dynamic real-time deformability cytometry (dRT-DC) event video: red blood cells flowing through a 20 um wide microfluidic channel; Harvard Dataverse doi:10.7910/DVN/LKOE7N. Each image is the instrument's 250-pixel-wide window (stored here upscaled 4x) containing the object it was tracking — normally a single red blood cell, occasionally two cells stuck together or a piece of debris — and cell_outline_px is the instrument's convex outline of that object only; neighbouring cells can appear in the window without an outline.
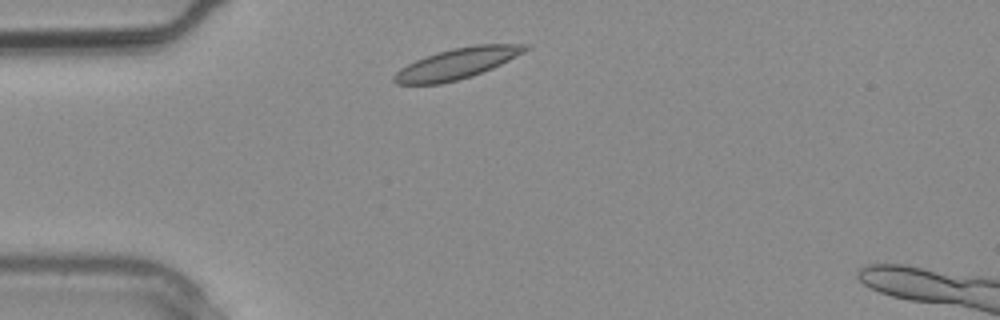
{"species": "common noctule bat (a hibernating species)", "species_latin": "Nyctalus noctula", "temperature_condition": "warm", "stored_images_in_passage": 2, "camera_frame_rate_fps": 3000, "um_per_image_px": 0.085, "animal": {"sex": "male", "body_mass_g": 20.4}, "frame": {"image": 1, "passage_image": 2, "time_ms": 0.333, "image_size_px": [1000, 320], "cell_outline_px": [[532, 48], [492, 68], [472, 76], [440, 84], [396, 84], [392, 80], [392, 76], [400, 68], [416, 60], [436, 52], [452, 48], [476, 44], [528, 44]], "centroid_in_image_um": [38.84, 5.39], "position_along_channel_um": 46.2, "area_um2": 23.47}}